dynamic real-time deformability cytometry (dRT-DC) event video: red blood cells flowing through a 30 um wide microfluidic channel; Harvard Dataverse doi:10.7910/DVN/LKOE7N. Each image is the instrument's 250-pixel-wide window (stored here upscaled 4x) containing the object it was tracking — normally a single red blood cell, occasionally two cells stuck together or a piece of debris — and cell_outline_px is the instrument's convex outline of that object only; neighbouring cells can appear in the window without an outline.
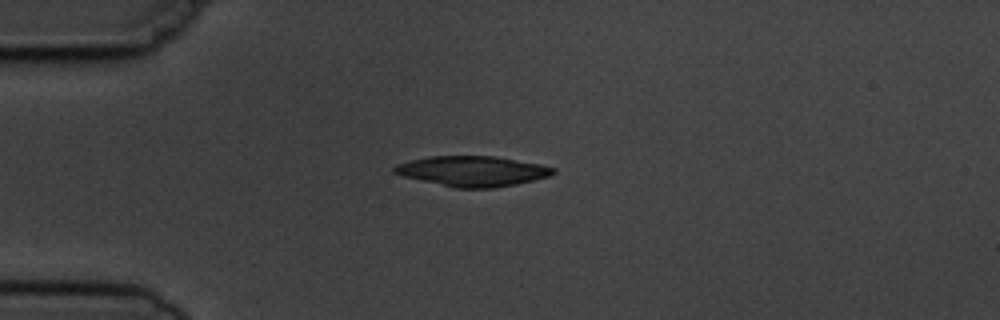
{"species": "common noctule bat (a hibernating species)", "species_latin": "Nyctalus noctula", "temperature_condition": "cold", "stored_images_in_passage": 3, "camera_frame_rate_fps": 3000, "um_per_image_px": 0.085, "animal": {"sex": "male", "body_mass_g": 19.5, "forearm_length_mm": 54.6}, "frame": {"image": 1, "passage_image": 1, "time_ms": 0.0, "image_size_px": [1000, 320], "cell_outline_px": [[556, 172], [552, 176], [516, 184], [492, 188], [456, 188], [404, 176], [392, 172], [392, 168], [396, 164], [412, 160], [432, 156], [496, 156], [540, 164], [556, 168]], "centroid_in_image_um": [40.21, 14.54], "position_along_channel_um": 44.8, "area_um2": 27.92}}
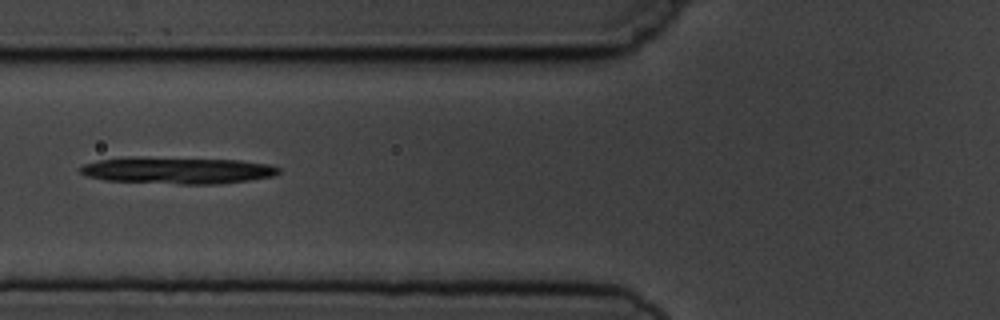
{"frame": {"image": 2, "passage_image": 3, "time_ms": 2.333, "image_size_px": [1000, 320], "cell_outline_px": [[280, 172], [272, 176], [248, 180], [216, 184], [180, 184], [104, 180], [88, 176], [80, 172], [76, 168], [84, 164], [100, 160], [128, 156], [132, 156], [240, 160], [272, 164], [280, 168]], "centroid_in_image_um": [15.05, 14.47], "position_along_channel_um": 110.7, "area_um2": 31.21}}